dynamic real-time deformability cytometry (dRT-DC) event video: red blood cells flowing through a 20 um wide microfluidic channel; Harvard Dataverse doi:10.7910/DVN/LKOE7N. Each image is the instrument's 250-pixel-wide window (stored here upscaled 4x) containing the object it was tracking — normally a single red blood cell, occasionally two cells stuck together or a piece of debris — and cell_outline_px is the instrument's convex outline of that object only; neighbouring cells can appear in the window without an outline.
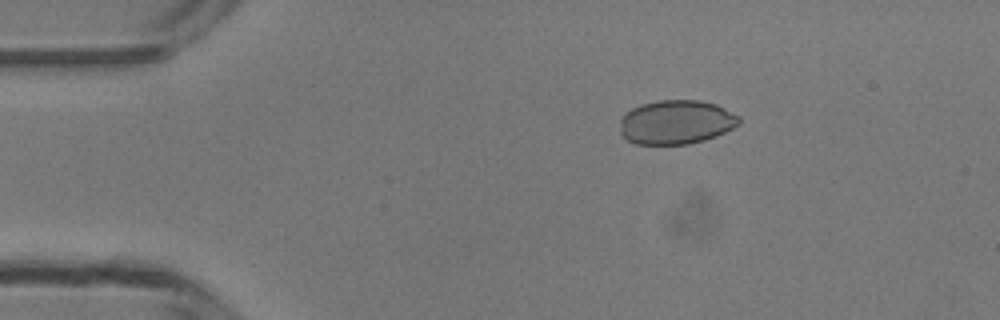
{"species": "common noctule bat (a hibernating species)", "species_latin": "Nyctalus noctula", "temperature_condition": "room temperature", "stored_images_in_passage": 43, "camera_frame_rate_fps": 3000, "um_per_image_px": 0.085, "animal": {"sex": "male", "body_mass_g": 13.3}, "frame": {"image": 1, "passage_image": 3, "time_ms": 0.667, "image_size_px": [1000, 320], "cell_outline_px": [[740, 124], [716, 136], [704, 140], [688, 144], [636, 144], [624, 140], [620, 136], [620, 120], [632, 108], [640, 104], [656, 100], [700, 100], [716, 104], [740, 116]], "centroid_in_image_um": [57.45, 10.38], "position_along_channel_um": 27.5, "area_um2": 30.87}}
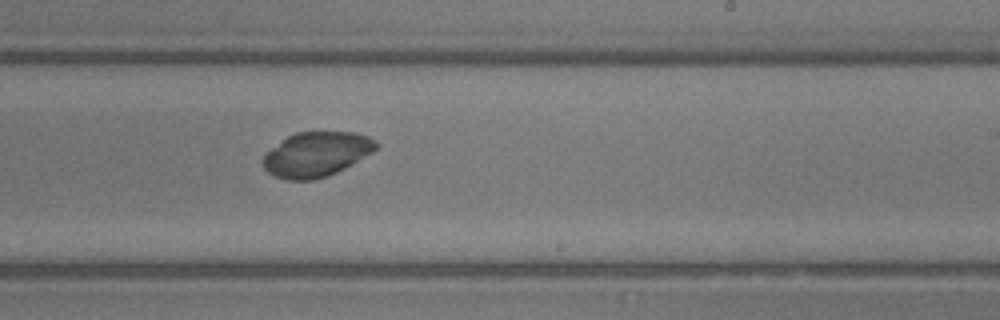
{"frame": {"image": 2, "passage_image": 24, "time_ms": 7.667, "image_size_px": [1000, 320], "cell_outline_px": [[380, 144], [372, 152], [344, 168], [328, 176], [312, 180], [284, 180], [272, 176], [264, 168], [264, 156], [272, 148], [288, 136], [296, 132], [356, 132], [368, 136]], "centroid_in_image_um": [26.9, 13.12], "position_along_channel_um": 262.1, "area_um2": 29.25}}
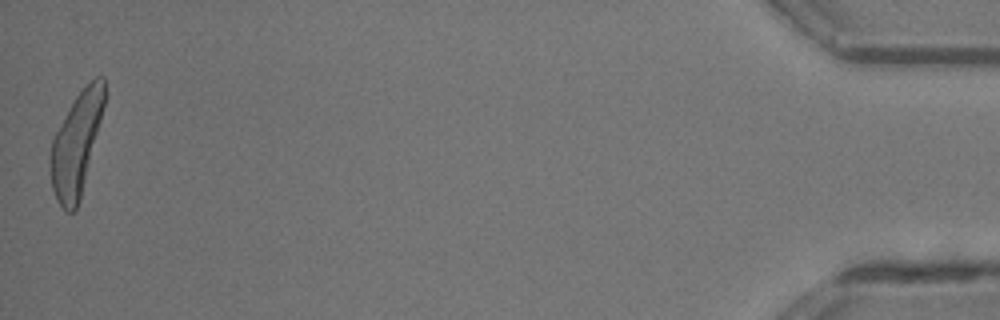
{"frame": {"image": 3, "passage_image": 43, "time_ms": 14.0, "image_size_px": [1000, 320], "cell_outline_px": [[104, 104], [80, 200], [76, 208], [72, 212], [68, 212], [60, 204], [52, 188], [52, 140], [56, 132], [76, 96], [96, 76], [104, 76]], "centroid_in_image_um": [6.51, 12.24], "position_along_channel_um": 428.7, "area_um2": 30.58}}